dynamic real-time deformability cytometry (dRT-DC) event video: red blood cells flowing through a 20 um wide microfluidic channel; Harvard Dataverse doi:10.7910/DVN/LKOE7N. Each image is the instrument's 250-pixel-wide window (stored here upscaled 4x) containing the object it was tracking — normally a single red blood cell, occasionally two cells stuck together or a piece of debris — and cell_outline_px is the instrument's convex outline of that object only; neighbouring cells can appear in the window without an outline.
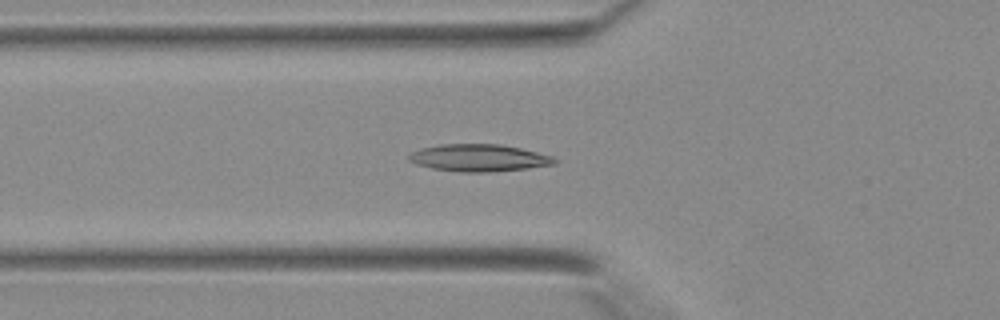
{"species": "Egyptian fruit bat (a non-hibernating species)", "species_latin": "Rousettus aegyptiacus", "temperature_condition": "warm", "stored_images_in_passage": 42, "camera_frame_rate_fps": 3000, "um_per_image_px": 0.085, "animal": {"sex": "female"}, "frame": {"image": 1, "passage_image": 16, "time_ms": 5.0, "image_size_px": [1000, 320], "cell_outline_px": [[556, 164], [528, 168], [488, 172], [460, 172], [432, 168], [416, 164], [408, 160], [408, 156], [412, 152], [420, 148], [440, 144], [500, 144], [520, 148], [552, 156], [556, 160]], "centroid_in_image_um": [40.68, 13.42], "position_along_channel_um": 85.1, "area_um2": 23.0}}
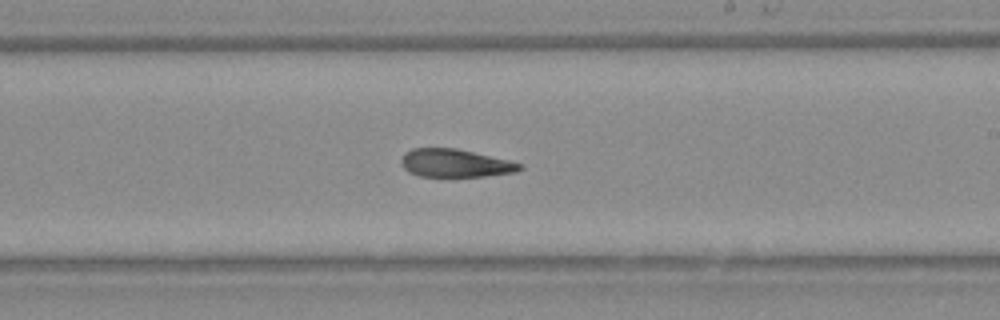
{"frame": {"image": 2, "passage_image": 26, "time_ms": 8.333, "image_size_px": [1000, 320], "cell_outline_px": [[524, 168], [516, 172], [484, 176], [420, 176], [408, 172], [400, 164], [400, 160], [404, 152], [412, 148], [456, 148], [508, 160], [520, 164]], "centroid_in_image_um": [38.64, 13.86], "position_along_channel_um": 250.4, "area_um2": 19.31}}
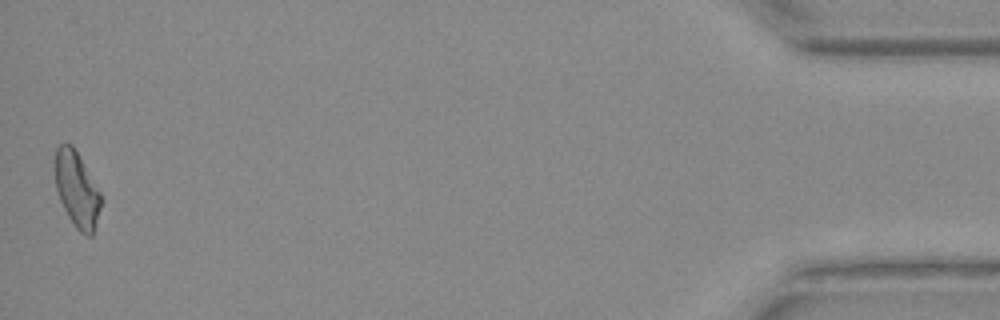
{"frame": {"image": 3, "passage_image": 42, "time_ms": 13.667, "image_size_px": [1000, 320], "cell_outline_px": [[104, 200], [92, 236], [84, 236], [76, 228], [68, 216], [60, 200], [56, 188], [56, 148], [60, 144], [72, 144], [100, 192]], "centroid_in_image_um": [6.57, 16.16], "position_along_channel_um": 428.6, "area_um2": 20.06}}